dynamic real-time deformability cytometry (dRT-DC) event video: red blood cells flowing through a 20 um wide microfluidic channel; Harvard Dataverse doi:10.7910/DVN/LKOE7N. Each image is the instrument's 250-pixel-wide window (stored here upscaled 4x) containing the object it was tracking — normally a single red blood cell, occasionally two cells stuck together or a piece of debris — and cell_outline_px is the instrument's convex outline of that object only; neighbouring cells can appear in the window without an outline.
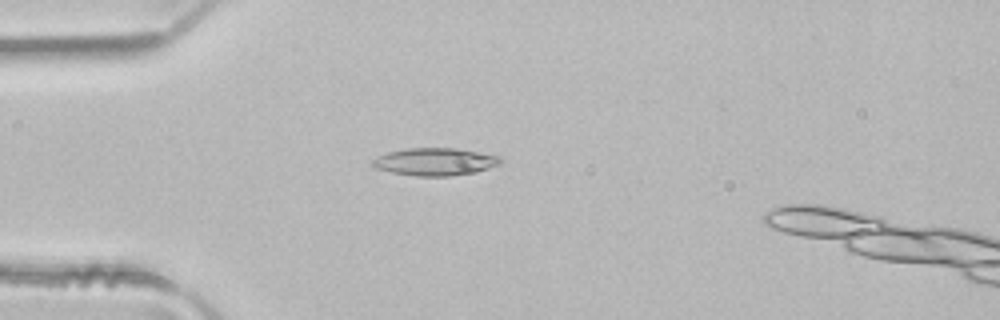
{"species": "common noctule bat (a hibernating species)", "species_latin": "Nyctalus noctula", "temperature_condition": "room temperature", "stored_images_in_passage": 3, "camera_frame_rate_fps": 3000, "um_per_image_px": 0.085, "animal": {"sex": "male", "body_mass_g": 21.5, "forearm_length_mm": 52.0}, "frame": {"image": 1, "passage_image": 3, "time_ms": 0.667, "image_size_px": [1000, 320], "cell_outline_px": [[500, 164], [476, 172], [452, 176], [416, 176], [392, 172], [376, 168], [368, 164], [372, 160], [388, 152], [408, 148], [456, 148], [500, 156]], "centroid_in_image_um": [36.96, 13.75], "position_along_channel_um": 48.0, "area_um2": 20.46}}